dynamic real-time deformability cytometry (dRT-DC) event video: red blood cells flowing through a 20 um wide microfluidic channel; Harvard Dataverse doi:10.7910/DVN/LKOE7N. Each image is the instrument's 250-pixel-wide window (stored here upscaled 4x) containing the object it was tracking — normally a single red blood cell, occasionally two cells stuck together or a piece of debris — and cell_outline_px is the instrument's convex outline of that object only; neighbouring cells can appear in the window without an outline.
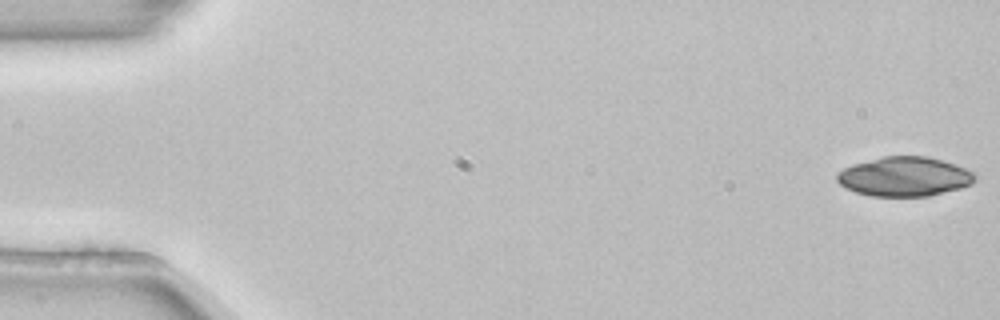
{"species": "common noctule bat (a hibernating species)", "species_latin": "Nyctalus noctula", "temperature_condition": "room temperature", "stored_images_in_passage": 53, "camera_frame_rate_fps": 3000, "um_per_image_px": 0.085, "animal": {"sex": "female", "body_mass_g": 22.7, "forearm_length_mm": 54.2}, "frame": {"image": 1, "passage_image": 1, "time_ms": 0.0, "image_size_px": [1000, 320], "cell_outline_px": [[976, 180], [972, 184], [960, 188], [928, 196], [872, 196], [856, 192], [840, 184], [836, 180], [836, 172], [852, 164], [884, 156], [928, 156], [956, 164], [976, 172]], "centroid_in_image_um": [76.91, 15.0], "position_along_channel_um": 8.1, "area_um2": 31.85}}